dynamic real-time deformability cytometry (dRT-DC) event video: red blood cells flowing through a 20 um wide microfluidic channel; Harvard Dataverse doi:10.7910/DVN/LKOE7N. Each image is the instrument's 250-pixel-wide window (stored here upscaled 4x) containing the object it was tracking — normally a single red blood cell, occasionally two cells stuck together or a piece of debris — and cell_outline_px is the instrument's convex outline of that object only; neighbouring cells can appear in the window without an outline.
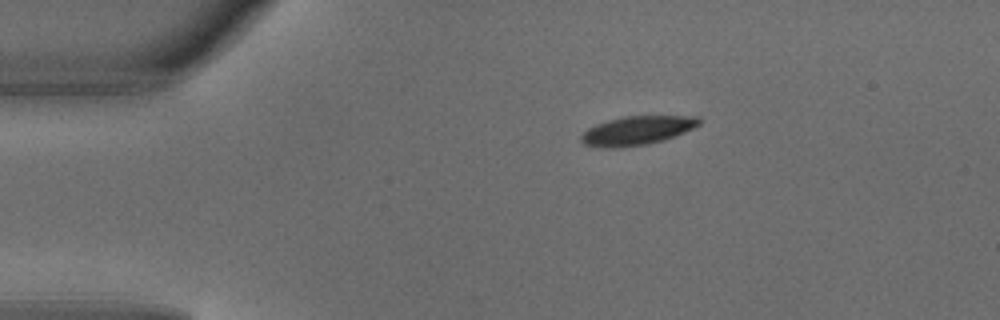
{"species": "common noctule bat (a hibernating species)", "species_latin": "Nyctalus noctula", "temperature_condition": "warm", "stored_images_in_passage": 3, "camera_frame_rate_fps": 3000, "um_per_image_px": 0.085, "animal": {"sex": "male", "body_mass_g": 18.8}, "frame": {"image": 1, "passage_image": 1, "time_ms": 0.0, "image_size_px": [1000, 320], "cell_outline_px": [[700, 124], [684, 132], [664, 140], [648, 144], [620, 148], [600, 148], [584, 144], [580, 140], [580, 136], [588, 128], [596, 124], [608, 120], [624, 116], [700, 116]], "centroid_in_image_um": [54.12, 11.1], "position_along_channel_um": 30.9, "area_um2": 19.94}}
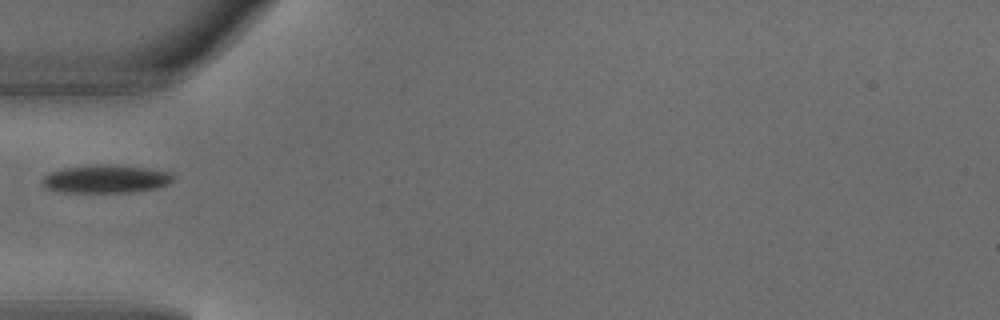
{"frame": {"image": 2, "passage_image": 3, "time_ms": 0.667, "image_size_px": [1000, 320], "cell_outline_px": [[172, 180], [168, 184], [156, 188], [132, 192], [64, 192], [44, 188], [40, 180], [48, 172], [60, 168], [96, 164], [116, 164], [148, 168], [172, 172]], "centroid_in_image_um": [8.95, 15.19], "position_along_channel_um": 76.0, "area_um2": 21.79}}